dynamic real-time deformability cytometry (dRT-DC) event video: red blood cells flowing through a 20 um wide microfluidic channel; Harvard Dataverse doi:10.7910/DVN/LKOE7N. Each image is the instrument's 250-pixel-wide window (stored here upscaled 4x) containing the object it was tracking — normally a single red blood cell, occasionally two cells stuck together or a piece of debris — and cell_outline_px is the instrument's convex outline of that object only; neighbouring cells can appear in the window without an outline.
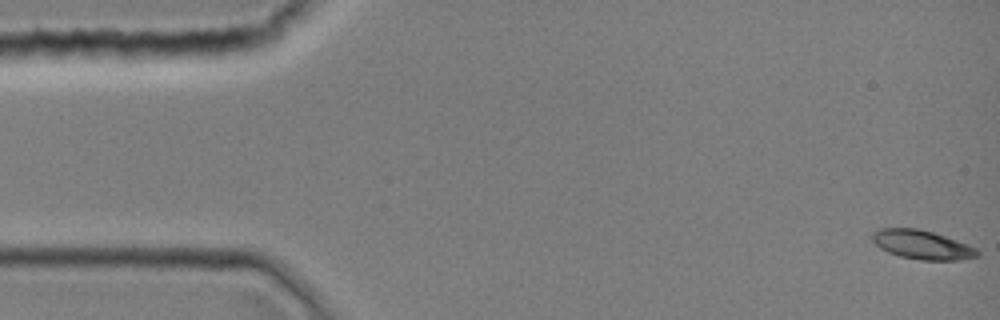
{"species": "common noctule bat (a hibernating species)", "species_latin": "Nyctalus noctula", "temperature_condition": "room temperature", "stored_images_in_passage": 44, "camera_frame_rate_fps": 3000, "um_per_image_px": 0.085, "animal": {"sex": "female", "body_mass_g": 19.0, "forearm_length_mm": 51.5}, "frame": {"image": 1, "passage_image": 1, "time_ms": 0.0, "image_size_px": [1000, 320], "cell_outline_px": [[980, 252], [976, 256], [960, 260], [920, 260], [900, 256], [888, 252], [880, 248], [872, 240], [872, 232], [880, 228], [920, 228], [968, 244], [976, 248]], "centroid_in_image_um": [78.36, 20.8], "position_along_channel_um": 6.6, "area_um2": 17.69}}
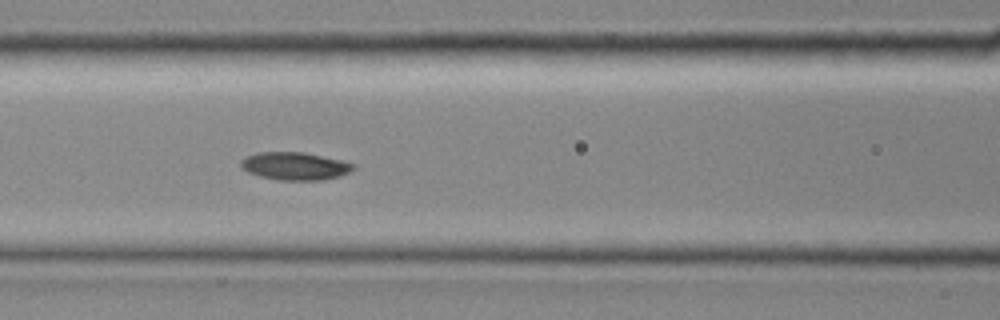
{"frame": {"image": 2, "passage_image": 19, "time_ms": 6.0, "image_size_px": [1000, 320], "cell_outline_px": [[356, 168], [340, 176], [324, 180], [280, 180], [260, 176], [248, 172], [240, 168], [240, 160], [244, 156], [256, 152], [304, 152], [340, 160], [356, 164]], "centroid_in_image_um": [25.04, 14.11], "position_along_channel_um": 141.6, "area_um2": 18.38}}
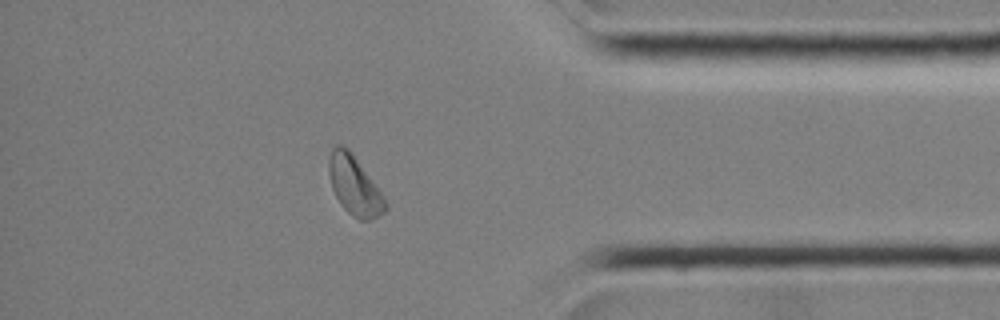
{"frame": {"image": 3, "passage_image": 38, "time_ms": 12.333, "image_size_px": [1000, 320], "cell_outline_px": [[388, 208], [384, 212], [372, 220], [360, 220], [352, 216], [340, 204], [332, 188], [328, 172], [328, 156], [332, 148], [336, 144], [340, 144], [348, 148], [352, 152], [384, 196], [388, 204]], "centroid_in_image_um": [30.12, 15.76], "position_along_channel_um": 405.1, "area_um2": 19.65}}